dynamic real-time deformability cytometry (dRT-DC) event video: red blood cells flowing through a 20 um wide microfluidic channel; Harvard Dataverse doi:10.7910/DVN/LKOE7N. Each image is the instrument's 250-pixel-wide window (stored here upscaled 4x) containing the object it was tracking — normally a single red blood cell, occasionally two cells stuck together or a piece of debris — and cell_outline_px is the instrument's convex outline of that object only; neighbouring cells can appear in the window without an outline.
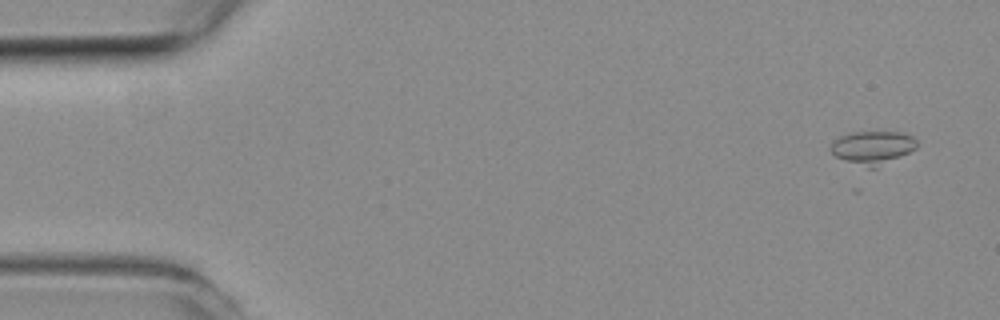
{"species": "common noctule bat (a hibernating species)", "species_latin": "Nyctalus noctula", "temperature_condition": "room temperature", "stored_images_in_passage": 31, "camera_frame_rate_fps": 3000, "um_per_image_px": 0.085, "animal": {"sex": "female", "body_mass_g": 19.3, "forearm_length_mm": 54.1}, "frame": {"image": 1, "passage_image": 3, "time_ms": 0.667, "image_size_px": [1000, 320], "cell_outline_px": [[916, 148], [876, 168], [868, 168], [844, 160], [836, 156], [828, 148], [832, 140], [840, 136], [852, 132], [900, 132], [912, 136], [916, 140]], "centroid_in_image_um": [74.12, 12.53], "position_along_channel_um": 10.9, "area_um2": 16.59}}
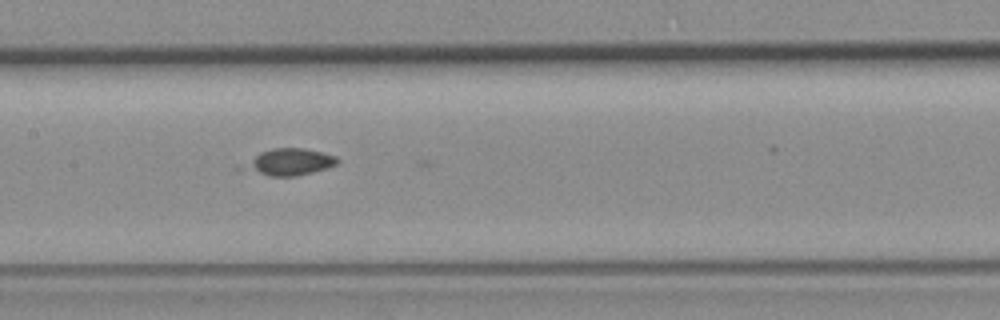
{"frame": {"image": 2, "passage_image": 25, "time_ms": 8.0, "image_size_px": [1000, 320], "cell_outline_px": [[340, 160], [336, 164], [328, 168], [296, 176], [268, 176], [236, 168], [260, 152], [276, 148], [300, 148], [320, 152], [336, 156]], "centroid_in_image_um": [24.53, 13.79], "position_along_channel_um": 182.9, "area_um2": 14.62}}
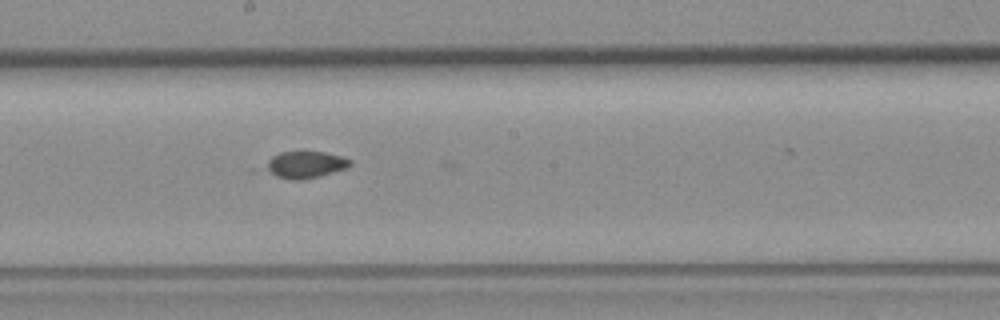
{"frame": {"image": 3, "passage_image": 28, "time_ms": 9.0, "image_size_px": [1000, 320], "cell_outline_px": [[352, 164], [348, 168], [320, 176], [304, 180], [292, 180], [276, 176], [268, 172], [268, 160], [272, 156], [280, 152], [324, 152], [340, 156], [352, 160]], "centroid_in_image_um": [26.0, 14.01], "position_along_channel_um": 222.2, "area_um2": 13.12}}